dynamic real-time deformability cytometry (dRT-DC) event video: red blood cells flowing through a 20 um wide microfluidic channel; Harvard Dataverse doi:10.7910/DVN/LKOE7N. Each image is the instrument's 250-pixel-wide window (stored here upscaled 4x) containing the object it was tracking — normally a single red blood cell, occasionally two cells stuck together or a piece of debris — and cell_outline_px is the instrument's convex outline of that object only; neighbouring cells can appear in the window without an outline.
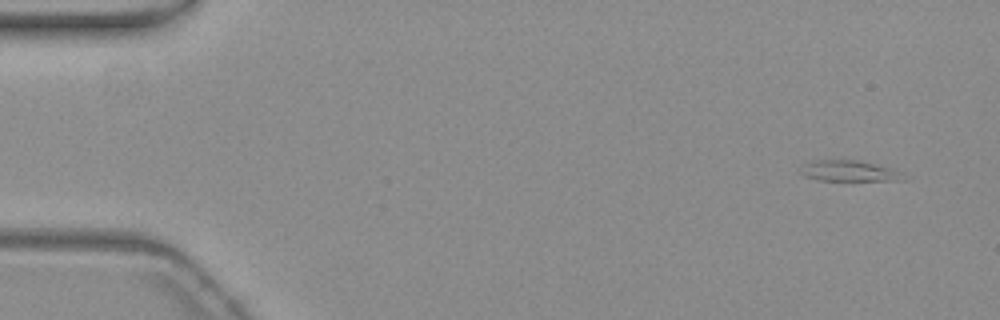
{"species": "common noctule bat (a hibernating species)", "species_latin": "Nyctalus noctula", "temperature_condition": "warm", "stored_images_in_passage": 15, "camera_frame_rate_fps": 3000, "um_per_image_px": 0.085, "animal": {"sex": "female", "body_mass_g": 19.3, "forearm_length_mm": 54.1}, "frame": {"image": 1, "passage_image": 1, "time_ms": 0.0, "image_size_px": [1000, 320], "cell_outline_px": [[908, 180], [816, 180], [804, 176], [800, 172], [804, 164], [812, 160], [860, 160], [892, 168], [904, 172]], "centroid_in_image_um": [72.23, 14.53], "position_along_channel_um": 12.8, "area_um2": 12.66}}
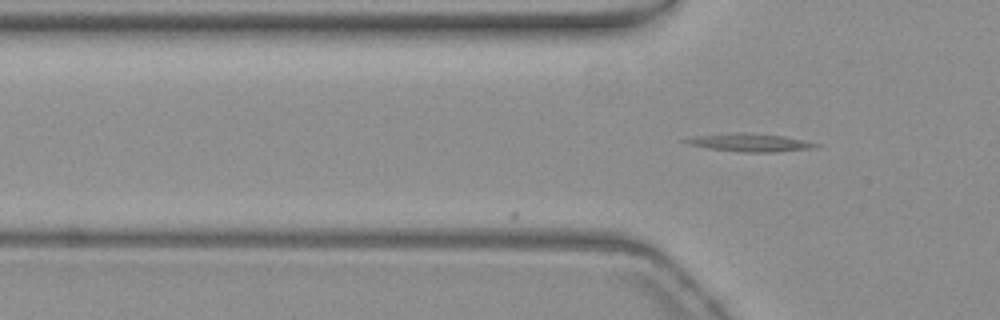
{"frame": {"image": 2, "passage_image": 15, "time_ms": 4.667, "image_size_px": [1000, 320], "cell_outline_px": [[820, 144], [816, 148], [776, 152], [744, 152], [708, 148], [688, 144], [680, 140], [696, 136], [736, 132], [744, 132], [784, 136]], "centroid_in_image_um": [63.74, 12.11], "position_along_channel_um": 62.1, "area_um2": 13.58}}